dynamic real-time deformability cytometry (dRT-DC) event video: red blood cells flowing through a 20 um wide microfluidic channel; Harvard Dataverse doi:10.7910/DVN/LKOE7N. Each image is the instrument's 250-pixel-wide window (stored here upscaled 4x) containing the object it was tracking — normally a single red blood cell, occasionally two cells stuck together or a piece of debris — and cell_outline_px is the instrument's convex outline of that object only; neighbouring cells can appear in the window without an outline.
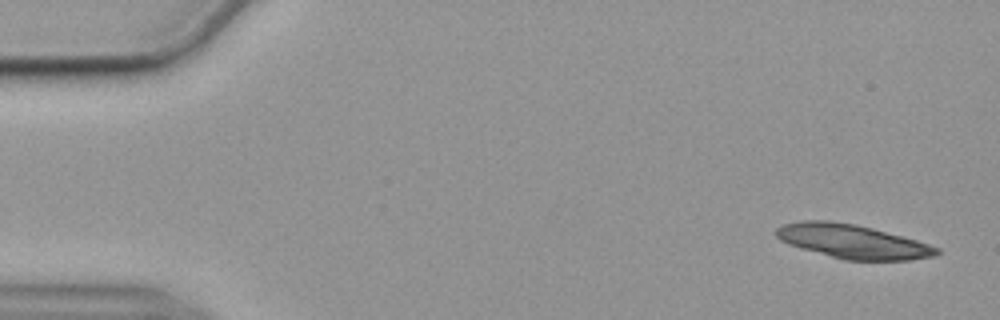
{"species": "common noctule bat (a hibernating species)", "species_latin": "Nyctalus noctula", "temperature_condition": "cold", "stored_images_in_passage": 55, "camera_frame_rate_fps": 3000, "um_per_image_px": 0.085, "animal": {"sex": "female", "body_mass_g": 19.9}, "frame": {"image": 1, "passage_image": 1, "time_ms": 0.0, "image_size_px": [1000, 320], "cell_outline_px": [[940, 252], [936, 256], [908, 260], [844, 260], [800, 248], [788, 244], [780, 240], [776, 236], [776, 228], [784, 224], [800, 220], [828, 220], [856, 224], [872, 228], [916, 240], [940, 248]], "centroid_in_image_um": [72.45, 20.52], "position_along_channel_um": 12.5, "area_um2": 31.73}}
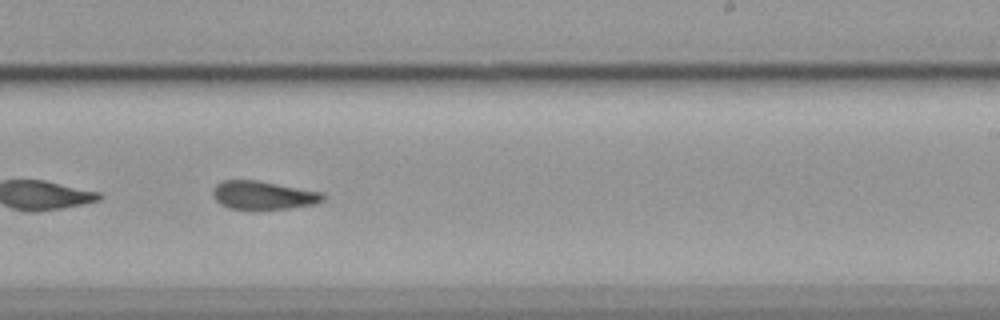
{"frame": {"image": 2, "passage_image": 33, "time_ms": 10.667, "image_size_px": [1000, 320], "cell_outline_px": [[324, 200], [316, 204], [288, 208], [228, 208], [220, 204], [212, 196], [212, 188], [216, 184], [224, 180], [260, 180], [324, 192]], "centroid_in_image_um": [22.38, 16.57], "position_along_channel_um": 266.6, "area_um2": 18.26}}
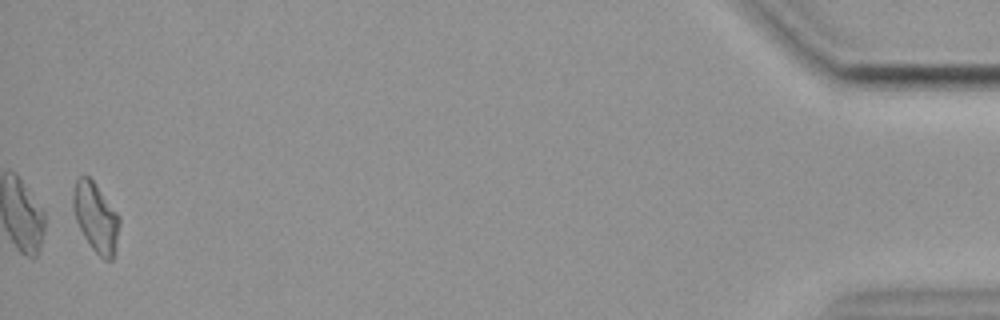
{"frame": {"image": 3, "passage_image": 54, "time_ms": 17.667, "image_size_px": [1000, 320], "cell_outline_px": [[120, 224], [116, 252], [112, 260], [104, 260], [92, 248], [84, 236], [76, 220], [72, 204], [72, 192], [76, 180], [80, 176], [88, 176], [92, 180], [120, 216]], "centroid_in_image_um": [8.16, 18.5], "position_along_channel_um": 427.0, "area_um2": 18.73}, "authors_computed_cell_mechanics": {"area_um2": 19.1318, "velocity_mm_per_s": 3.5531, "shape_relaxation_time_tau1_ms": null, "shape_relaxation_time_tau2_ms": 6.2124, "deformation_change_tau1": null, "deformation_change_tau2": 0.144}}